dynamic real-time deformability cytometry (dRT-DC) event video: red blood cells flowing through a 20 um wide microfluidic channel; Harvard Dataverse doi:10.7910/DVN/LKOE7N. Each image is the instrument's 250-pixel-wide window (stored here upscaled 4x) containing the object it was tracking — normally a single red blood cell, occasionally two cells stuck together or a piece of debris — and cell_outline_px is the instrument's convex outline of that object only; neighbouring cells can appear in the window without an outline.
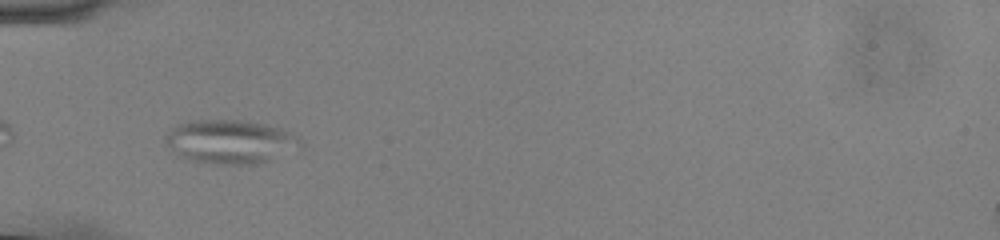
{"species": "common noctule bat (a hibernating species)", "species_latin": "Nyctalus noctula", "temperature_condition": "cold", "stored_images_in_passage": 39, "camera_frame_rate_fps": 3000, "um_per_image_px": 0.085, "animal": {"sex": "male", "body_mass_g": 13.0, "forearm_length_mm": 53.1}, "frame": {"image": 1, "passage_image": 2, "time_ms": 0.333, "image_size_px": [1000, 240], "cell_outline_px": [[304, 148], [300, 152], [260, 164], [212, 164], [192, 160], [180, 156], [164, 144], [164, 136], [176, 124], [196, 120], [236, 120], [264, 124], [280, 128], [296, 136], [300, 140]], "centroid_in_image_um": [19.64, 12.07], "position_along_channel_um": 65.4, "area_um2": 35.08}}
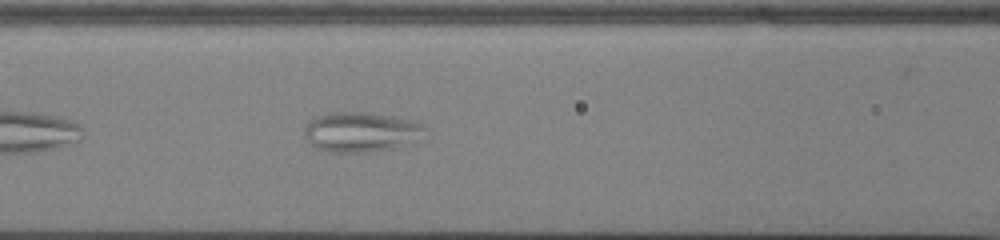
{"frame": {"image": 2, "passage_image": 8, "time_ms": 2.333, "image_size_px": [1000, 240], "cell_outline_px": [[428, 128], [392, 148], [368, 152], [328, 152], [316, 148], [304, 136], [304, 128], [308, 120], [312, 116], [332, 112], [372, 112], [412, 120]], "centroid_in_image_um": [30.51, 11.18], "position_along_channel_um": 136.1, "area_um2": 27.46}}
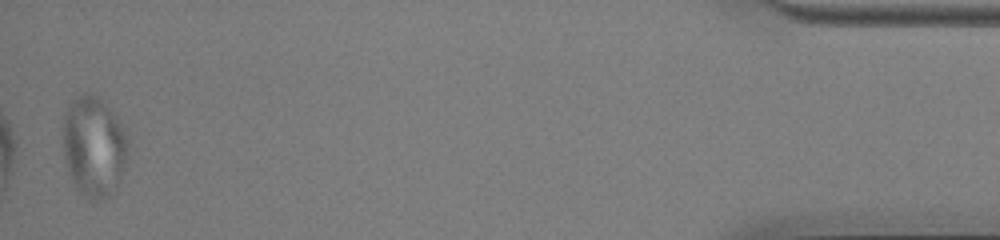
{"frame": {"image": 3, "passage_image": 38, "time_ms": 12.333, "image_size_px": [1000, 240], "cell_outline_px": [[128, 152], [116, 188], [108, 196], [100, 200], [88, 200], [76, 188], [68, 172], [64, 156], [64, 116], [72, 100], [76, 96], [84, 92], [96, 96], [108, 104], [116, 116], [128, 144]], "centroid_in_image_um": [7.96, 12.46], "position_along_channel_um": 427.2, "area_um2": 37.63}}